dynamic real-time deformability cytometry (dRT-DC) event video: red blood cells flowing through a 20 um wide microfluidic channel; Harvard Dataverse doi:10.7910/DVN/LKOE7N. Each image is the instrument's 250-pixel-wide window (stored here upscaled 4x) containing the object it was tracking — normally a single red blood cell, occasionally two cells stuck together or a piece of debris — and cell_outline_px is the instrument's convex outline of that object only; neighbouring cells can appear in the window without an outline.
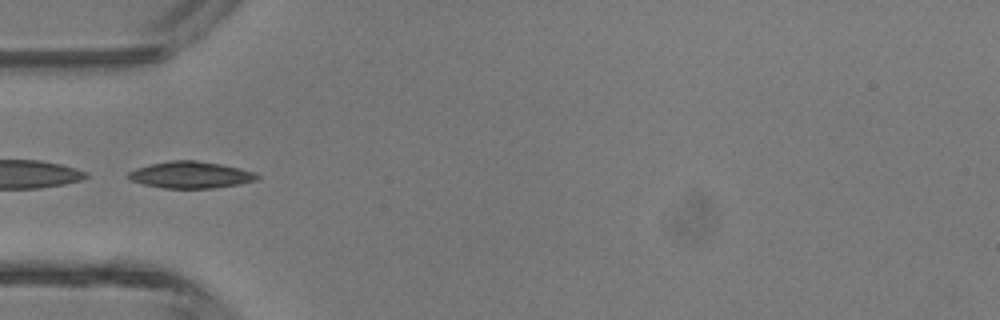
{"species": "common noctule bat (a hibernating species)", "species_latin": "Nyctalus noctula", "temperature_condition": "room temperature", "stored_images_in_passage": 1, "camera_frame_rate_fps": 3000, "um_per_image_px": 0.085, "animal": {"sex": "male", "body_mass_g": 13.3}, "frame": {"image": 1, "passage_image": 1, "time_ms": 0.0, "image_size_px": [1000, 320], "cell_outline_px": [[260, 176], [256, 180], [236, 184], [212, 188], [164, 188], [144, 184], [128, 180], [124, 176], [128, 172], [136, 168], [148, 164], [168, 160], [196, 160], [220, 164], [240, 168], [256, 172]], "centroid_in_image_um": [16.14, 14.85], "position_along_channel_um": 68.9, "area_um2": 20.17}}